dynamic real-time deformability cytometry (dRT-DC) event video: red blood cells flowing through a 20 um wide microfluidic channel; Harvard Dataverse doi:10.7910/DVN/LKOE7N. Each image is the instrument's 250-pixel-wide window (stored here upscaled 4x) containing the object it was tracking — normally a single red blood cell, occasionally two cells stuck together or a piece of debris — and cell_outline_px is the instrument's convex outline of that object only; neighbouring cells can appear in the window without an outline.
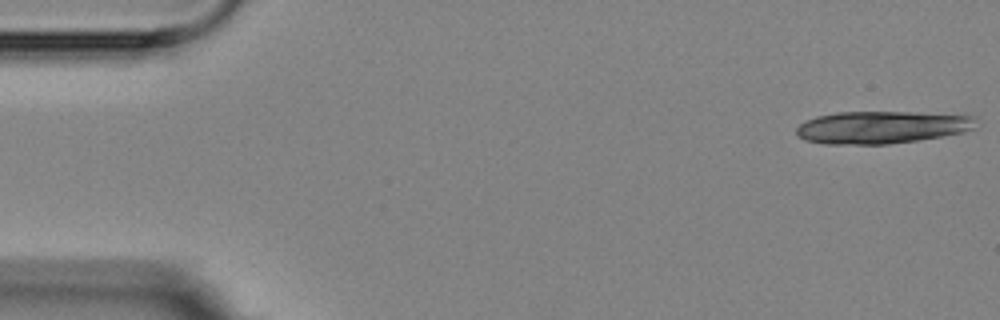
{"species": "Egyptian fruit bat (a non-hibernating species)", "species_latin": "Rousettus aegyptiacus", "temperature_condition": "room temperature", "stored_images_in_passage": 5, "camera_frame_rate_fps": 3000, "um_per_image_px": 0.085, "animal": {"sex": "female"}, "frame": {"image": 1, "passage_image": 1, "time_ms": 0.0, "image_size_px": [1000, 320], "cell_outline_px": [[976, 128], [964, 132], [916, 140], [888, 144], [824, 144], [804, 140], [796, 136], [796, 128], [804, 120], [816, 116], [836, 112], [964, 112], [976, 116]], "centroid_in_image_um": [75.03, 10.79], "position_along_channel_um": 10.0, "area_um2": 34.91}}